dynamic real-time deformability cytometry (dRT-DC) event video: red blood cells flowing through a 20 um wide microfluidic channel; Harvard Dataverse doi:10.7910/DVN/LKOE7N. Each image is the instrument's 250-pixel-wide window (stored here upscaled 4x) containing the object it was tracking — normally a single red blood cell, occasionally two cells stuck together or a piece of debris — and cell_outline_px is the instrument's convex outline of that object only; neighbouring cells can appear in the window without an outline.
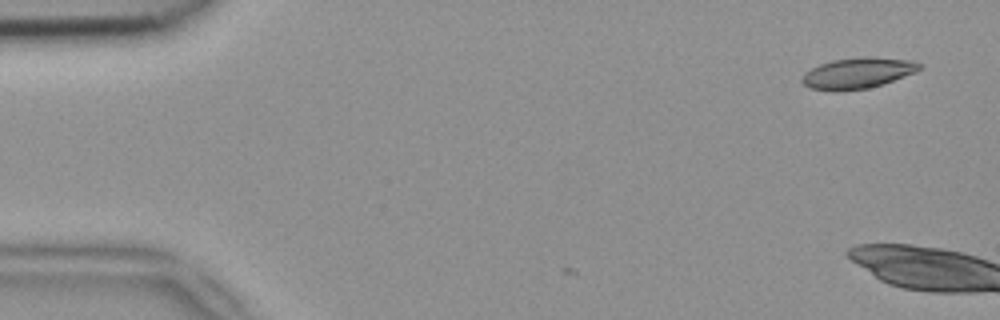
{"species": "common noctule bat (a hibernating species)", "species_latin": "Nyctalus noctula", "temperature_condition": "room temperature", "stored_images_in_passage": 3, "camera_frame_rate_fps": 3000, "um_per_image_px": 0.085, "animal": {"sex": "female", "body_mass_g": 18.4}, "frame": {"image": 1, "passage_image": 3, "time_ms": 0.667, "image_size_px": [1000, 320], "cell_outline_px": [[920, 68], [916, 72], [868, 88], [836, 92], [832, 92], [808, 88], [800, 80], [804, 72], [820, 64], [832, 60], [864, 56], [868, 56], [908, 60], [920, 64]], "centroid_in_image_um": [72.82, 6.22], "position_along_channel_um": 12.2, "area_um2": 21.1}}